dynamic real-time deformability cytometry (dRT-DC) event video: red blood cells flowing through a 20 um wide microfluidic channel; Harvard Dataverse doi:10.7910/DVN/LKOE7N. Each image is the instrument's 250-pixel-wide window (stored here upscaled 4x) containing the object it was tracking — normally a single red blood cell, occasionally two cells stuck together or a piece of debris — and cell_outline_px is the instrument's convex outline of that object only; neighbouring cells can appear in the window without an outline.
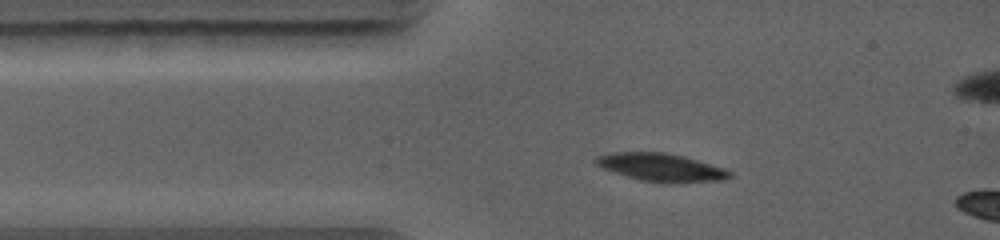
{"species": "common noctule bat (a hibernating species)", "species_latin": "Nyctalus noctula", "temperature_condition": "warm", "stored_images_in_passage": 3, "camera_frame_rate_fps": 5000, "um_per_image_px": 0.085, "animal": {"sex": "female", "body_mass_g": 19.0, "forearm_length_mm": 56.7}, "frame": {"image": 1, "passage_image": 1, "time_ms": 0.0, "image_size_px": [1000, 240], "cell_outline_px": [[732, 176], [724, 180], [668, 184], [640, 180], [604, 168], [596, 164], [596, 156], [612, 152], [664, 152], [684, 156], [724, 168], [732, 172]], "centroid_in_image_um": [56.25, 14.23], "position_along_channel_um": 28.7, "area_um2": 21.79}}